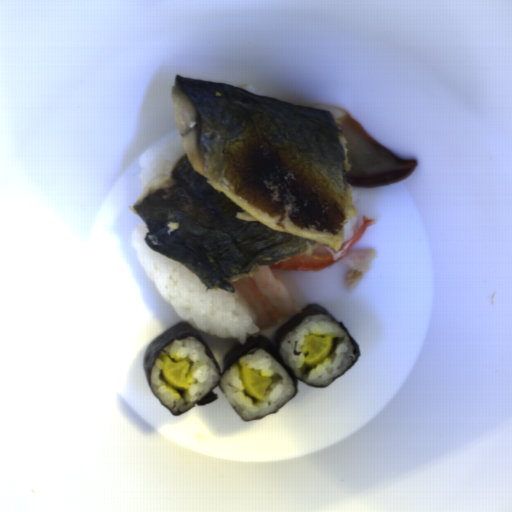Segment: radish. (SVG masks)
Returning a JSON list of instances; mask_svg holds the SVG:
<instances>
[{"label": "radish", "mask_w": 512, "mask_h": 512, "mask_svg": "<svg viewBox=\"0 0 512 512\" xmlns=\"http://www.w3.org/2000/svg\"><path fill=\"white\" fill-rule=\"evenodd\" d=\"M161 360L163 363V367L161 369L163 379L173 388L178 390L189 389L187 370L190 366V362H174L166 354L161 356Z\"/></svg>", "instance_id": "obj_1"}, {"label": "radish", "mask_w": 512, "mask_h": 512, "mask_svg": "<svg viewBox=\"0 0 512 512\" xmlns=\"http://www.w3.org/2000/svg\"><path fill=\"white\" fill-rule=\"evenodd\" d=\"M333 338L308 335L305 338V348L307 350L304 358L306 366H314L325 359L331 351Z\"/></svg>", "instance_id": "obj_2"}, {"label": "radish", "mask_w": 512, "mask_h": 512, "mask_svg": "<svg viewBox=\"0 0 512 512\" xmlns=\"http://www.w3.org/2000/svg\"><path fill=\"white\" fill-rule=\"evenodd\" d=\"M240 372L247 394L256 400L264 401L266 390L272 379L258 375L246 365L240 367Z\"/></svg>", "instance_id": "obj_3"}]
</instances>
